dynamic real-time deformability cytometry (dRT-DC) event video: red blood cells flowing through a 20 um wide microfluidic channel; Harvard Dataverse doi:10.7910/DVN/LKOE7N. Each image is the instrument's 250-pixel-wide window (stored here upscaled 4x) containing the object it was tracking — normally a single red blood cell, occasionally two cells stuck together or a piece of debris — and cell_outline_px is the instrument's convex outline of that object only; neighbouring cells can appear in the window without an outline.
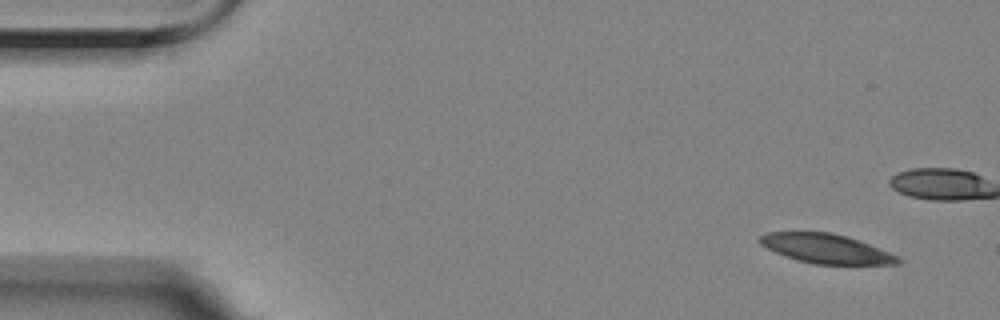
{"species": "Egyptian fruit bat (a non-hibernating species)", "species_latin": "Rousettus aegyptiacus", "temperature_condition": "room temperature", "stored_images_in_passage": 7, "camera_frame_rate_fps": 3000, "um_per_image_px": 0.085, "animal": {"sex": "female"}, "frame": {"image": 1, "passage_image": 1, "time_ms": 0.0, "image_size_px": [1000, 320], "cell_outline_px": [[904, 260], [900, 264], [816, 264], [796, 260], [784, 256], [760, 244], [756, 240], [760, 236], [768, 232], [832, 232], [860, 240], [900, 256]], "centroid_in_image_um": [70.26, 21.13], "position_along_channel_um": 14.7, "area_um2": 23.81}}
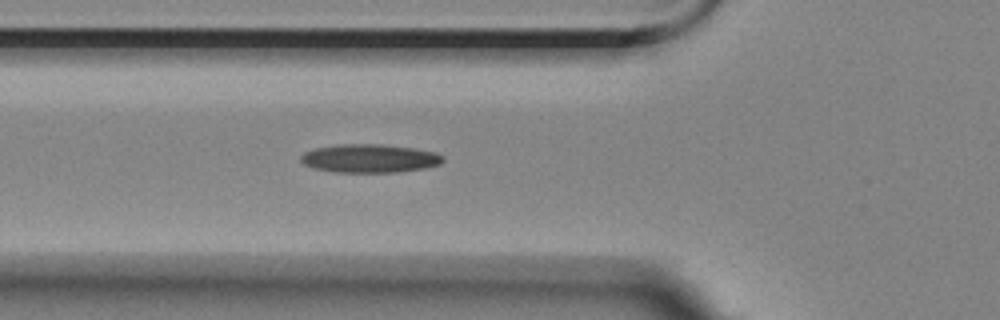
{"frame": {"image": 2, "passage_image": 7, "time_ms": 6.667, "image_size_px": [1000, 320], "cell_outline_px": [[444, 160], [440, 164], [428, 168], [400, 172], [336, 172], [316, 168], [304, 164], [300, 160], [300, 156], [304, 152], [316, 148], [340, 144], [380, 144], [412, 148], [436, 152], [444, 156]], "centroid_in_image_um": [31.46, 13.47], "position_along_channel_um": 94.3, "area_um2": 23.58}}